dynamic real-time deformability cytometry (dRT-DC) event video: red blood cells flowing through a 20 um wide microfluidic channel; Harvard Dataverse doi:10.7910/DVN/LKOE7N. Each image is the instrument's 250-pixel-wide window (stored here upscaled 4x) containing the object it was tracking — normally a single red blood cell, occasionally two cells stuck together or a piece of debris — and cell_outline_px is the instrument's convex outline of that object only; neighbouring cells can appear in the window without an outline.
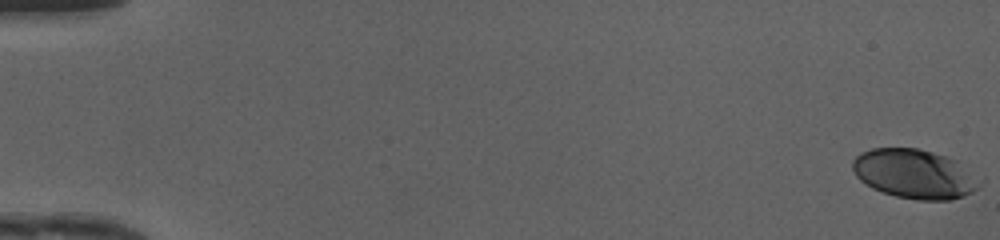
{"species": "human", "species_latin": "Homo sapiens", "temperature_condition": "cold", "stored_images_in_passage": 50, "camera_frame_rate_fps": 3000, "um_per_image_px": 0.085, "donor": {"sex": "female"}, "frame": {"image": 1, "passage_image": 1, "time_ms": 0.0, "image_size_px": [1000, 240], "cell_outline_px": [[984, 180], [980, 188], [964, 196], [952, 200], [916, 200], [896, 196], [872, 188], [860, 180], [856, 176], [852, 168], [852, 160], [860, 152], [872, 148], [916, 148], [932, 152], [956, 160], [984, 176]], "centroid_in_image_um": [77.82, 14.79], "position_along_channel_um": 7.2, "area_um2": 37.22}}
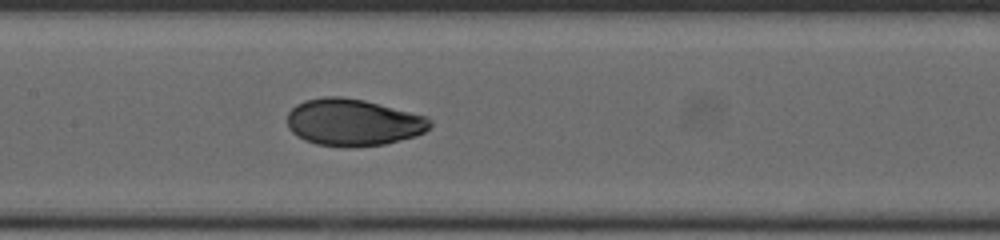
{"frame": {"image": 2, "passage_image": 26, "time_ms": 8.333, "image_size_px": [1000, 240], "cell_outline_px": [[432, 124], [424, 132], [416, 136], [384, 144], [352, 148], [344, 148], [316, 144], [304, 140], [296, 136], [288, 128], [288, 112], [296, 104], [304, 100], [324, 96], [340, 96], [364, 100], [428, 116], [432, 120]], "centroid_in_image_um": [30.01, 10.41], "position_along_channel_um": 177.4, "area_um2": 39.54}}
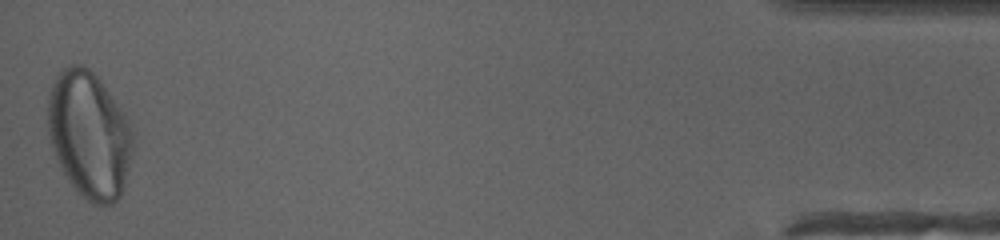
{"frame": {"image": 3, "passage_image": 50, "time_ms": 16.333, "image_size_px": [1000, 240], "cell_outline_px": [[136, 132], [132, 156], [124, 188], [120, 196], [112, 204], [92, 204], [80, 196], [76, 192], [68, 180], [56, 156], [48, 132], [48, 92], [56, 76], [64, 68], [72, 64], [84, 64], [100, 80], [124, 112], [132, 124]], "centroid_in_image_um": [7.63, 11.47], "position_along_channel_um": 427.6, "area_um2": 63.41}, "authors_computed_cell_mechanics": {"area_um2": 38.8705, "velocity_mm_per_s": 4.1823, "shape_relaxation_time_tau1_ms": 3.7777, "shape_relaxation_time_tau2_ms": null, "deformation_change_tau1": 0.1738, "deformation_change_tau2": null}}